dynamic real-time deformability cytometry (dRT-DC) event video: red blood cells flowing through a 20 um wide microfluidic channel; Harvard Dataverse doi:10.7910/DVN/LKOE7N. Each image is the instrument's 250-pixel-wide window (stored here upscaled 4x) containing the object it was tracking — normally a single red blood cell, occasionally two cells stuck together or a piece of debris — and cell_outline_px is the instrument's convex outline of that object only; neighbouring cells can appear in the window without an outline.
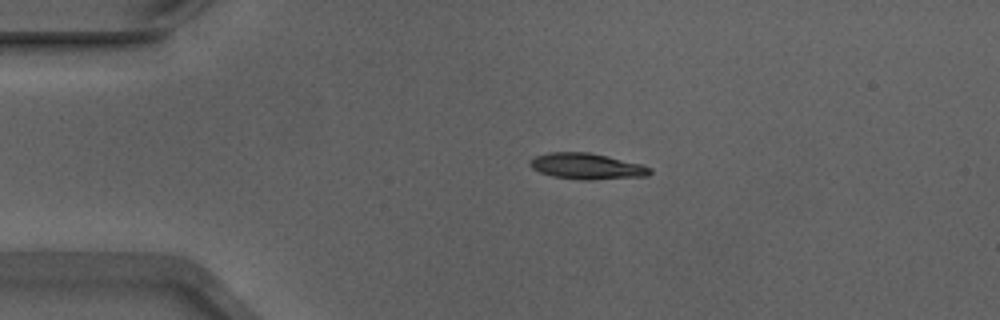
{"species": "Egyptian fruit bat (a non-hibernating species)", "species_latin": "Rousettus aegyptiacus", "temperature_condition": "warm", "stored_images_in_passage": 36, "camera_frame_rate_fps": 3000, "um_per_image_px": 0.085, "animal": {"sex": "male"}, "frame": {"image": 1, "passage_image": 1, "time_ms": 0.0, "image_size_px": [1000, 320], "cell_outline_px": [[652, 172], [648, 176], [588, 180], [584, 180], [552, 176], [540, 172], [532, 168], [528, 164], [536, 156], [548, 152], [588, 152], [644, 164], [652, 168]], "centroid_in_image_um": [49.92, 14.13], "position_along_channel_um": 35.1, "area_um2": 18.21}}
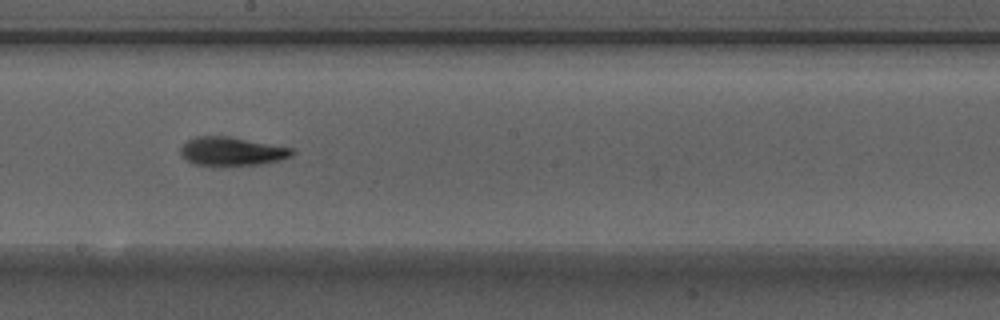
{"frame": {"image": 2, "passage_image": 19, "time_ms": 6.0, "image_size_px": [1000, 320], "cell_outline_px": [[296, 152], [292, 156], [280, 160], [260, 164], [224, 168], [192, 164], [180, 156], [180, 148], [188, 140], [196, 136], [228, 136], [292, 148]], "centroid_in_image_um": [19.66, 12.91], "position_along_channel_um": 228.5, "area_um2": 19.25}}
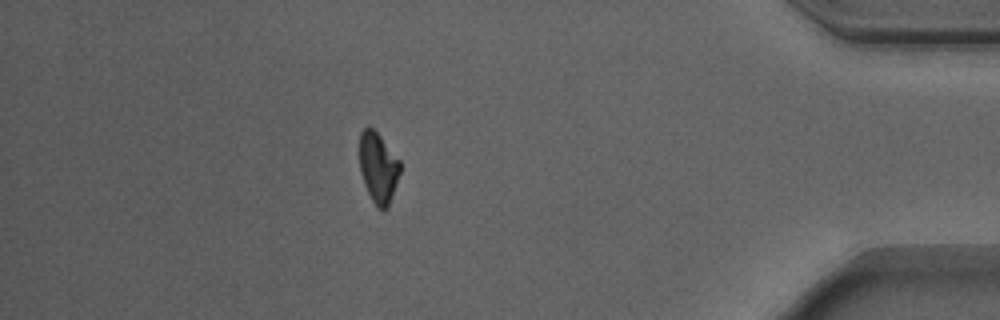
{"frame": {"image": 3, "passage_image": 36, "time_ms": 11.667, "image_size_px": [1000, 320], "cell_outline_px": [[400, 172], [388, 208], [376, 208], [364, 184], [360, 172], [360, 132], [368, 124], [380, 136], [400, 160]], "centroid_in_image_um": [32.14, 14.23], "position_along_channel_um": 403.1, "area_um2": 16.59}, "authors_computed_cell_mechanics": {"area_um2": 18.2648, "velocity_mm_per_s": 3.8857, "shape_relaxation_time_tau1_ms": 3.8521, "shape_relaxation_time_tau2_ms": 2.8602, "deformation_change_tau1": 0.1438, "deformation_change_tau2": 0.0754}}